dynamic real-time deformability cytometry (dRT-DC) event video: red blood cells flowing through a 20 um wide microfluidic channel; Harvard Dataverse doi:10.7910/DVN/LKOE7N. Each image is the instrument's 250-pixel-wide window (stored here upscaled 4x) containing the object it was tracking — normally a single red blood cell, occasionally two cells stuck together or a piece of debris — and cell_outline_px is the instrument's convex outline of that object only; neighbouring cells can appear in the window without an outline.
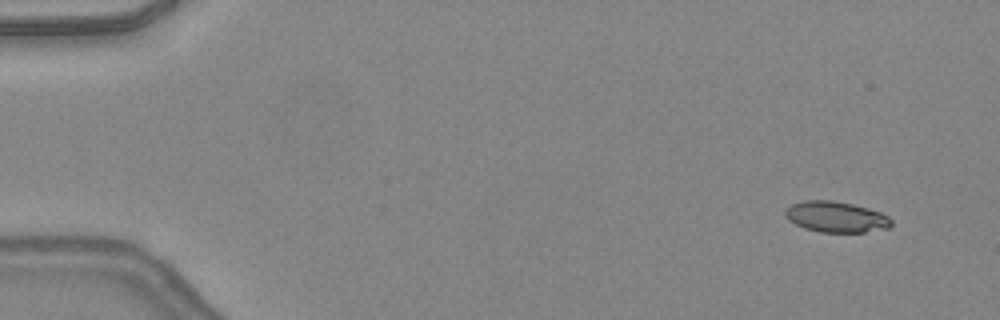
{"species": "common noctule bat (a hibernating species)", "species_latin": "Nyctalus noctula", "temperature_condition": "warm", "stored_images_in_passage": 8, "camera_frame_rate_fps": 3000, "um_per_image_px": 0.085, "animal": {"sex": "female", "body_mass_g": 24.6, "forearm_length_mm": 56.2}, "frame": {"image": 1, "passage_image": 3, "time_ms": 0.667, "image_size_px": [1000, 320], "cell_outline_px": [[892, 224], [888, 228], [864, 232], [820, 232], [804, 228], [788, 220], [784, 216], [784, 212], [792, 204], [804, 200], [832, 200], [852, 204], [868, 208], [880, 212], [888, 216], [892, 220]], "centroid_in_image_um": [71.06, 18.43], "position_along_channel_um": 13.9, "area_um2": 19.07}}